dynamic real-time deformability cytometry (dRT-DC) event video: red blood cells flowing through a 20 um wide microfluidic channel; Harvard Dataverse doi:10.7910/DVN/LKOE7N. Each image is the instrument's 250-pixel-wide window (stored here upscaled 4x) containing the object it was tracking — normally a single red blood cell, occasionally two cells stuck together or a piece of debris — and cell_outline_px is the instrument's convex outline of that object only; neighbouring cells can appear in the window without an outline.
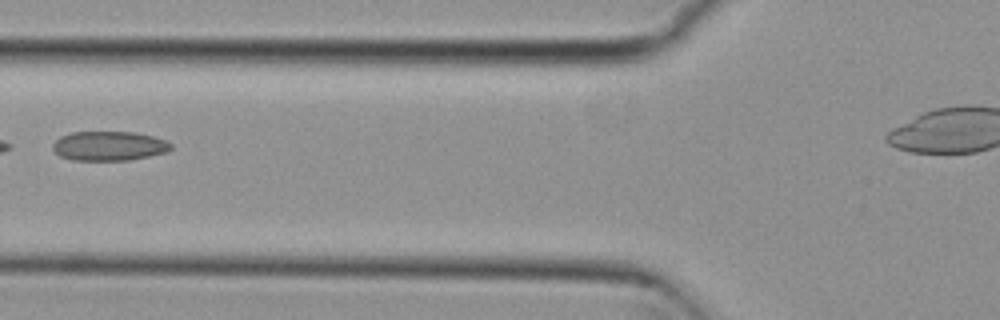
{"species": "common noctule bat (a hibernating species)", "species_latin": "Nyctalus noctula", "temperature_condition": "cold", "stored_images_in_passage": 2, "camera_frame_rate_fps": 3000, "um_per_image_px": 0.085, "animal": {"sex": "female", "body_mass_g": 29.2, "forearm_length_mm": 56.3}, "frame": {"image": 1, "passage_image": 2, "time_ms": 0.333, "image_size_px": [1000, 320], "cell_outline_px": [[172, 148], [168, 152], [128, 160], [72, 160], [60, 156], [52, 148], [52, 144], [60, 136], [72, 132], [132, 132], [152, 136], [164, 140], [172, 144]], "centroid_in_image_um": [9.25, 12.4], "position_along_channel_um": 116.5, "area_um2": 20.17}}